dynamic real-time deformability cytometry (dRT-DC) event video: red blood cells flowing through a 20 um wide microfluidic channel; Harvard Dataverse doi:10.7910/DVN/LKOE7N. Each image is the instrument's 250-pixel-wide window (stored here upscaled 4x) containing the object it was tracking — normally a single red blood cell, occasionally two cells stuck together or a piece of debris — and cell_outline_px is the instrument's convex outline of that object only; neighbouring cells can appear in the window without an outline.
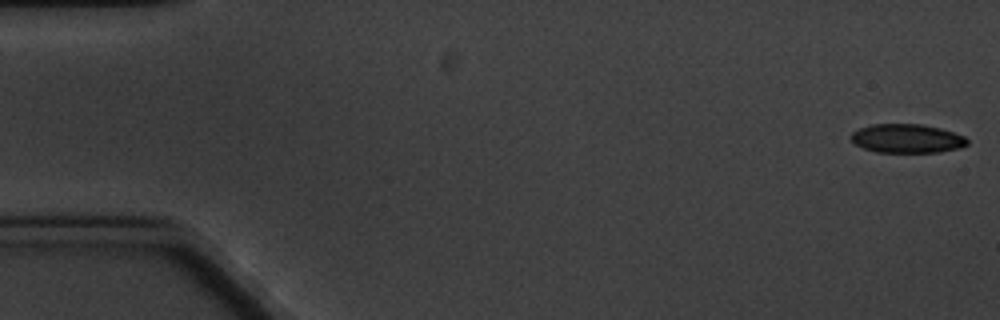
{"species": "common noctule bat (a hibernating species)", "species_latin": "Nyctalus noctula", "temperature_condition": "cold", "stored_images_in_passage": 6, "camera_frame_rate_fps": 3000, "um_per_image_px": 0.085, "animal": {"sex": "male", "body_mass_g": 20.1, "forearm_length_mm": 53.5}, "frame": {"image": 1, "passage_image": 1, "time_ms": 0.0, "image_size_px": [1000, 320], "cell_outline_px": [[968, 144], [960, 148], [940, 152], [876, 152], [864, 148], [856, 144], [852, 140], [852, 132], [860, 128], [872, 124], [924, 124], [940, 128], [964, 136], [968, 140]], "centroid_in_image_um": [77.12, 11.77], "position_along_channel_um": 7.9, "area_um2": 19.48}}
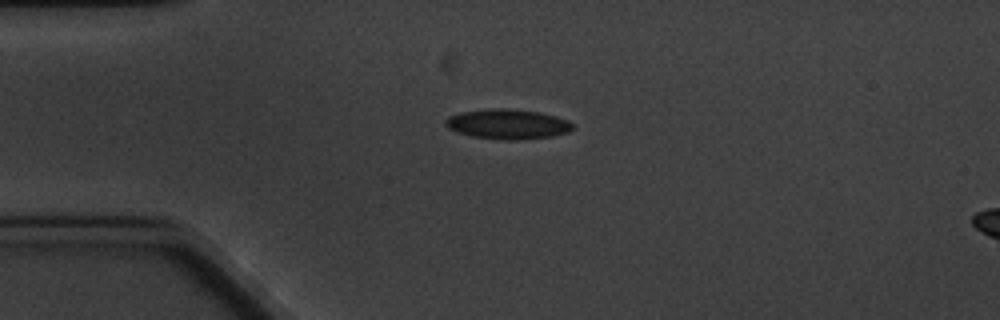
{"frame": {"image": 2, "passage_image": 4, "time_ms": 4.333, "image_size_px": [1000, 320], "cell_outline_px": [[572, 128], [568, 132], [552, 136], [520, 140], [504, 140], [472, 136], [456, 132], [448, 128], [444, 124], [444, 120], [448, 116], [460, 112], [492, 108], [496, 108], [540, 112], [556, 116], [568, 120], [572, 124]], "centroid_in_image_um": [43.11, 10.55], "position_along_channel_um": 41.9, "area_um2": 22.14}}